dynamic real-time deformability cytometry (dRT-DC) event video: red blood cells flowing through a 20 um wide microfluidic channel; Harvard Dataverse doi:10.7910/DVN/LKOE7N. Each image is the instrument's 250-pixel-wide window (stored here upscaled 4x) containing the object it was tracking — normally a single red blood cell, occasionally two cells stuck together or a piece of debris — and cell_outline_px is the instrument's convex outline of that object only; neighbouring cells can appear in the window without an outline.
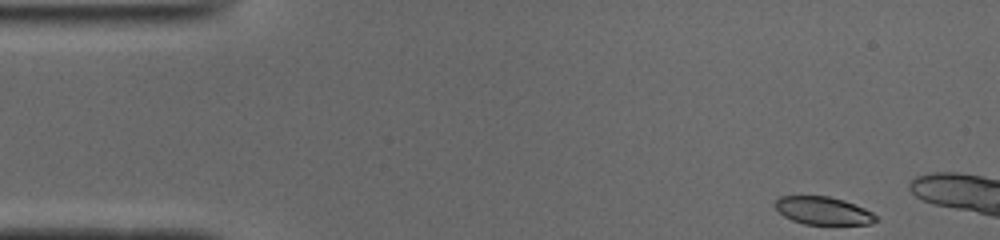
{"species": "common noctule bat (a hibernating species)", "species_latin": "Nyctalus noctula", "temperature_condition": "cold", "stored_images_in_passage": 9, "camera_frame_rate_fps": 3000, "um_per_image_px": 0.085, "animal": {"sex": "male", "body_mass_g": 19.0, "forearm_length_mm": 50.8}, "frame": {"image": 1, "passage_image": 1, "time_ms": 0.0, "image_size_px": [1000, 240], "cell_outline_px": [[880, 220], [872, 224], [804, 224], [792, 220], [784, 216], [772, 204], [780, 196], [828, 196], [844, 200], [864, 208], [872, 212]], "centroid_in_image_um": [69.97, 17.91], "position_along_channel_um": 15.0, "area_um2": 16.42}}